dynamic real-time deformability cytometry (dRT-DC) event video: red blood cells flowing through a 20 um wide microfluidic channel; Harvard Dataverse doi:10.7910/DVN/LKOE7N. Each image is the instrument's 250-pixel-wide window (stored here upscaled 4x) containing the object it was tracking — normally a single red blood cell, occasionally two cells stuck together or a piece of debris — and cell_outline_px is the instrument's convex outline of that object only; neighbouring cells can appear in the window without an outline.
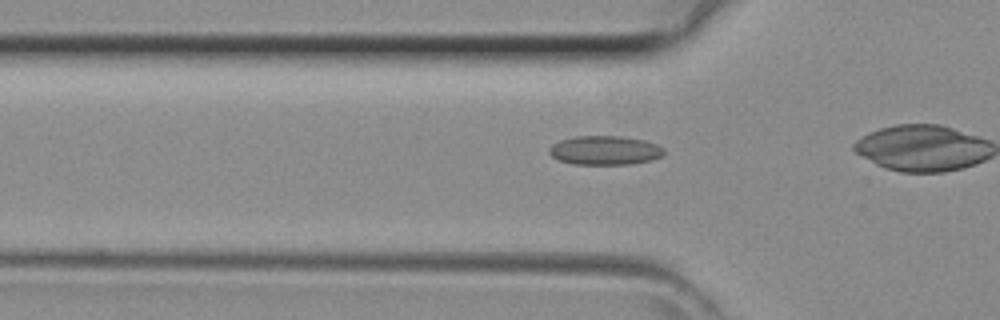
{"species": "common noctule bat (a hibernating species)", "species_latin": "Nyctalus noctula", "temperature_condition": "room temperature", "stored_images_in_passage": 13, "camera_frame_rate_fps": 3000, "um_per_image_px": 0.085, "animal": {"sex": "female", "body_mass_g": 29.2, "forearm_length_mm": 56.3}, "frame": {"image": 1, "passage_image": 11, "time_ms": 3.333, "image_size_px": [1000, 320], "cell_outline_px": [[664, 152], [660, 156], [652, 160], [628, 164], [572, 164], [560, 160], [552, 156], [548, 152], [548, 148], [552, 144], [560, 140], [576, 136], [620, 136], [644, 140], [656, 144], [664, 148]], "centroid_in_image_um": [51.39, 12.77], "position_along_channel_um": 74.4, "area_um2": 19.36}}